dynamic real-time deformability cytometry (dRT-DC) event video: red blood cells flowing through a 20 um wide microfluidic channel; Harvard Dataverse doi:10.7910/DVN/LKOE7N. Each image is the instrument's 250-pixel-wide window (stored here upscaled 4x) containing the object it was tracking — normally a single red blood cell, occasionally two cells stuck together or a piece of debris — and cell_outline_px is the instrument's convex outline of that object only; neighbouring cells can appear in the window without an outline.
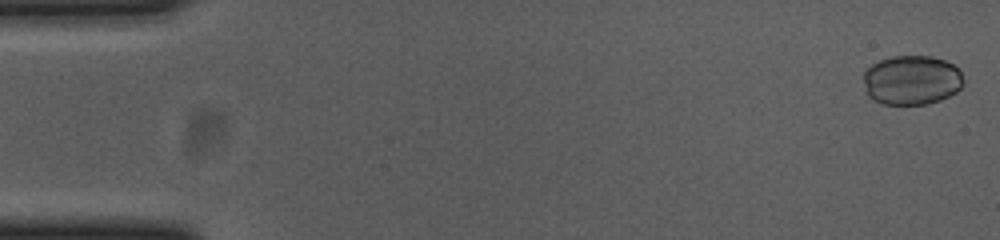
{"species": "common noctule bat (a hibernating species)", "species_latin": "Nyctalus noctula", "temperature_condition": "cold", "stored_images_in_passage": 56, "camera_frame_rate_fps": 3000, "um_per_image_px": 0.085, "animal": {"sex": "female", "body_mass_g": 23.0, "forearm_length_mm": 53.4}, "frame": {"image": 1, "passage_image": 2, "time_ms": 0.333, "image_size_px": [1000, 240], "cell_outline_px": [[964, 84], [956, 92], [940, 100], [928, 104], [880, 104], [872, 100], [868, 96], [864, 80], [864, 72], [872, 64], [880, 60], [892, 56], [932, 56], [944, 60], [960, 68], [964, 80]], "centroid_in_image_um": [77.51, 6.81], "position_along_channel_um": 7.5, "area_um2": 29.07}}
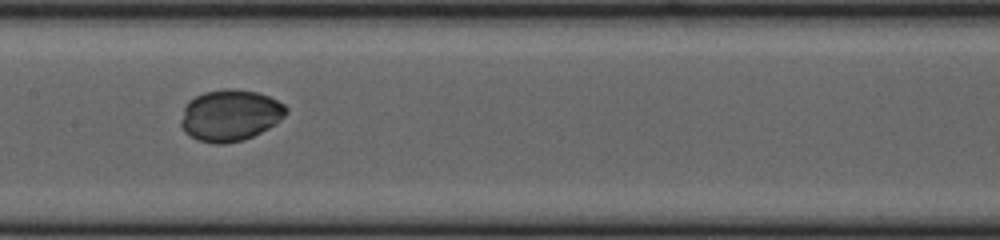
{"frame": {"image": 2, "passage_image": 28, "time_ms": 9.0, "image_size_px": [1000, 240], "cell_outline_px": [[288, 112], [276, 124], [244, 140], [224, 144], [216, 144], [196, 140], [184, 132], [180, 124], [180, 120], [184, 108], [188, 100], [204, 92], [224, 88], [232, 88], [256, 92], [268, 96], [284, 104], [288, 108]], "centroid_in_image_um": [19.54, 9.8], "position_along_channel_um": 187.9, "area_um2": 31.73}}
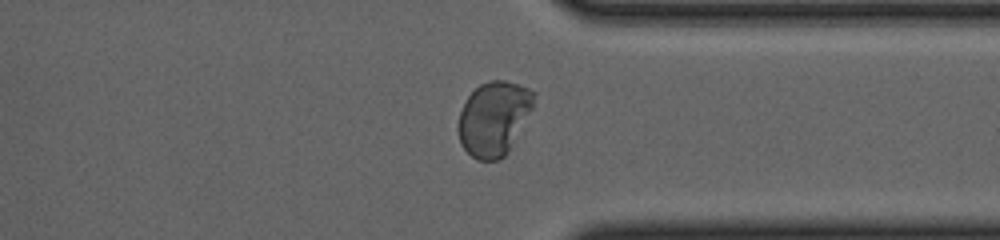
{"frame": {"image": 3, "passage_image": 43, "time_ms": 14.0, "image_size_px": [1000, 240], "cell_outline_px": [[536, 96], [532, 108], [508, 152], [500, 160], [476, 160], [460, 144], [456, 128], [456, 124], [460, 112], [468, 96], [480, 84], [492, 80], [504, 80], [520, 84], [536, 92]], "centroid_in_image_um": [41.96, 10.06], "position_along_channel_um": 369.4, "area_um2": 32.83}}